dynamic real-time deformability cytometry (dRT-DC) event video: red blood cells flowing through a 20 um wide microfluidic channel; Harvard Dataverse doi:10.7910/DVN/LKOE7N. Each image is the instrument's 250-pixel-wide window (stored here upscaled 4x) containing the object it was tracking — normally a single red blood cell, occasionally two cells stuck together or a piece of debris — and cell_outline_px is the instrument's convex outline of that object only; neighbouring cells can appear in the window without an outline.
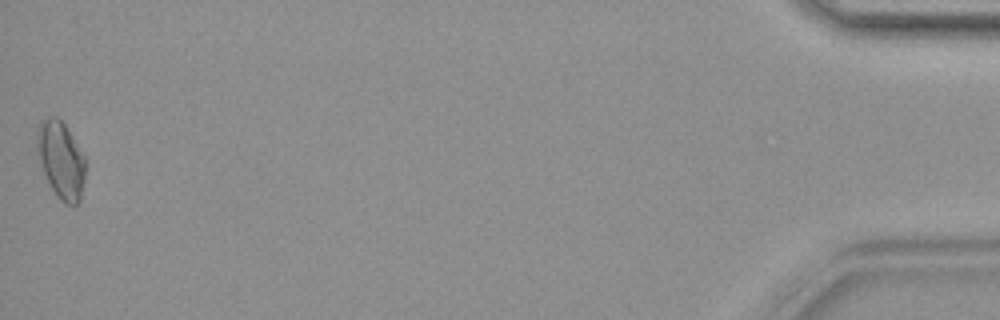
{"species": "common noctule bat (a hibernating species)", "species_latin": "Nyctalus noctula", "temperature_condition": "warm", "stored_images_in_passage": 32, "camera_frame_rate_fps": 3000, "um_per_image_px": 0.085, "animal": {"sex": "female", "body_mass_g": 19.9}, "frame": {"image": 1, "passage_image": 32, "time_ms": 10.333, "image_size_px": [1000, 320], "cell_outline_px": [[84, 180], [80, 200], [76, 208], [64, 204], [56, 196], [40, 164], [36, 152], [36, 128], [40, 120], [48, 116], [56, 116], [64, 124], [84, 156]], "centroid_in_image_um": [5.14, 13.6], "position_along_channel_um": 430.1, "area_um2": 21.91}}